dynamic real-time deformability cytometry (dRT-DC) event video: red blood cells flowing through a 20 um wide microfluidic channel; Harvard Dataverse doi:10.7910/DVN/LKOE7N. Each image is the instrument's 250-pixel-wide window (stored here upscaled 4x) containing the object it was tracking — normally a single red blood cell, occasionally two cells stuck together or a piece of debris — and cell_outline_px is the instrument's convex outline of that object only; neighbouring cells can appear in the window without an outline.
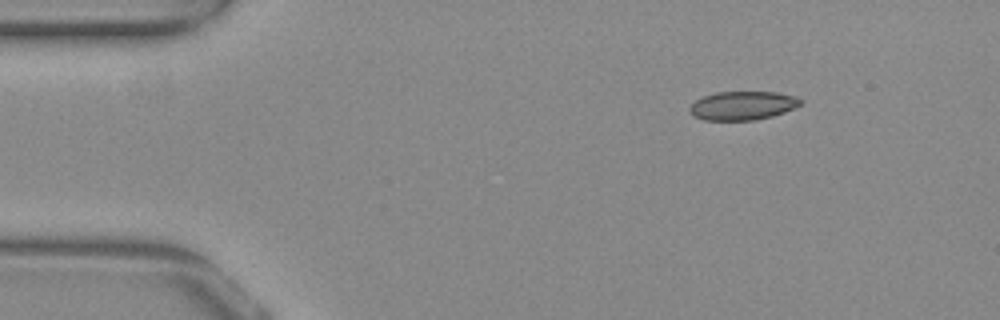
{"species": "common noctule bat (a hibernating species)", "species_latin": "Nyctalus noctula", "temperature_condition": "warm", "stored_images_in_passage": 47, "camera_frame_rate_fps": 3000, "um_per_image_px": 0.085, "animal": {"sex": "female", "body_mass_g": 29.2, "forearm_length_mm": 56.3}, "frame": {"image": 1, "passage_image": 1, "time_ms": 0.0, "image_size_px": [1000, 320], "cell_outline_px": [[804, 104], [784, 112], [772, 116], [756, 120], [704, 120], [692, 116], [688, 112], [688, 108], [696, 100], [704, 96], [716, 92], [776, 92], [796, 96], [804, 100]], "centroid_in_image_um": [63.14, 8.98], "position_along_channel_um": 21.9, "area_um2": 18.79}}
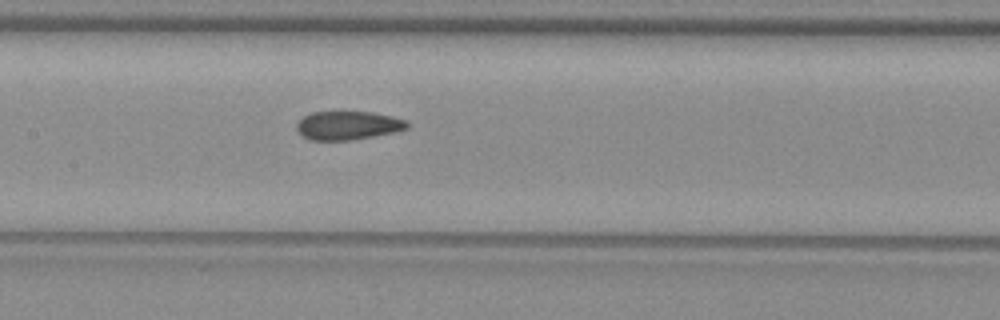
{"frame": {"image": 2, "passage_image": 19, "time_ms": 6.0, "image_size_px": [1000, 320], "cell_outline_px": [[408, 128], [396, 132], [348, 140], [312, 140], [304, 136], [296, 128], [296, 124], [304, 116], [312, 112], [372, 112], [392, 116], [408, 120]], "centroid_in_image_um": [29.61, 10.65], "position_along_channel_um": 177.8, "area_um2": 18.26}}
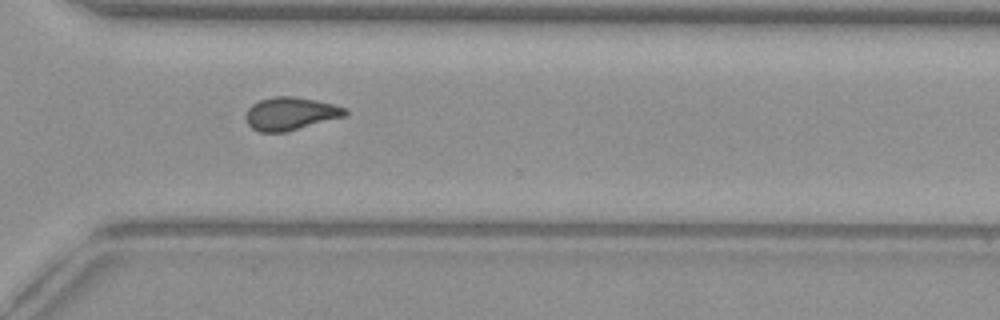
{"frame": {"image": 3, "passage_image": 32, "time_ms": 10.333, "image_size_px": [1000, 320], "cell_outline_px": [[348, 116], [284, 132], [260, 132], [252, 128], [248, 124], [244, 116], [248, 108], [252, 104], [260, 100], [272, 96], [296, 96], [316, 100], [348, 108]], "centroid_in_image_um": [24.71, 9.65], "position_along_channel_um": 345.9, "area_um2": 19.31}, "authors_computed_cell_mechanics": {"area_um2": 19.0162, "velocity_mm_per_s": 3.8823, "shape_relaxation_time_tau1_ms": null, "shape_relaxation_time_tau2_ms": 2.2208, "deformation_change_tau1": null, "deformation_change_tau2": 0.0698}}